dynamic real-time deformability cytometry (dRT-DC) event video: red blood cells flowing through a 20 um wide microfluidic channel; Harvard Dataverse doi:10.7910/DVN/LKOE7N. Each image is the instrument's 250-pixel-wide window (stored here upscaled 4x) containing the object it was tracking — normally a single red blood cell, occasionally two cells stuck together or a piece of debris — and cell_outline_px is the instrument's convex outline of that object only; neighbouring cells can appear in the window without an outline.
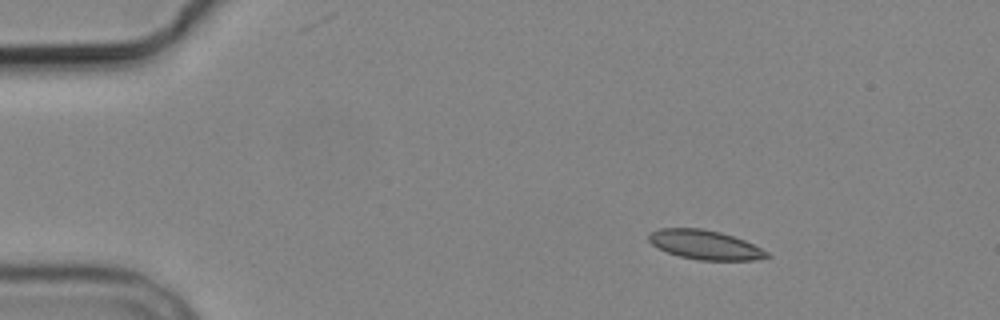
{"species": "common noctule bat (a hibernating species)", "species_latin": "Nyctalus noctula", "temperature_condition": "cold", "stored_images_in_passage": 6, "camera_frame_rate_fps": 3000, "um_per_image_px": 0.085, "animal": {"sex": "male", "body_mass_g": 19.2, "forearm_length_mm": 51.8}, "frame": {"image": 1, "passage_image": 1, "time_ms": 0.0, "image_size_px": [1000, 320], "cell_outline_px": [[772, 256], [756, 260], [700, 260], [680, 256], [668, 252], [652, 244], [648, 240], [648, 232], [660, 228], [700, 228], [720, 232], [744, 240], [768, 252]], "centroid_in_image_um": [59.91, 20.8], "position_along_channel_um": 25.1, "area_um2": 20.0}}
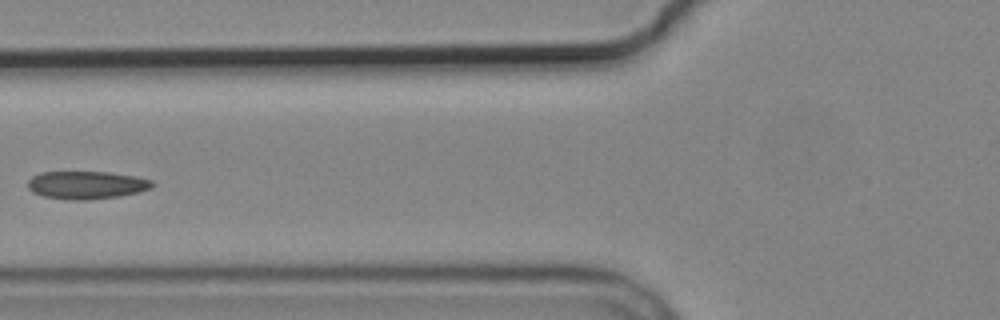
{"frame": {"image": 2, "passage_image": 5, "time_ms": 4.667, "image_size_px": [1000, 320], "cell_outline_px": [[152, 188], [136, 192], [116, 196], [88, 200], [76, 200], [44, 196], [32, 192], [28, 188], [28, 180], [32, 176], [40, 172], [108, 172], [136, 176], [152, 180]], "centroid_in_image_um": [7.32, 15.71], "position_along_channel_um": 118.5, "area_um2": 20.0}}
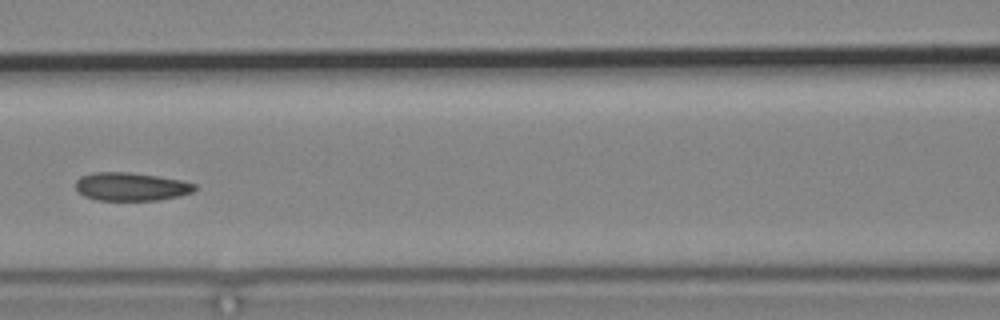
{"frame": {"image": 3, "passage_image": 6, "time_ms": 5.667, "image_size_px": [1000, 320], "cell_outline_px": [[196, 188], [192, 192], [180, 196], [156, 200], [96, 200], [84, 196], [76, 188], [76, 180], [80, 176], [92, 172], [128, 172], [156, 176], [180, 180], [196, 184]], "centroid_in_image_um": [11.12, 15.86], "position_along_channel_um": 155.5, "area_um2": 19.54}}